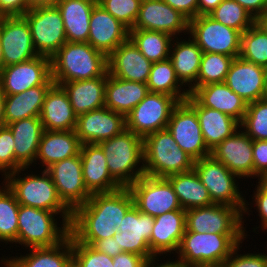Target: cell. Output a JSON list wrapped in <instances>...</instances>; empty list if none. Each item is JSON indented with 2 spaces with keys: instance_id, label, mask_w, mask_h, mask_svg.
<instances>
[{
  "instance_id": "24",
  "label": "cell",
  "mask_w": 267,
  "mask_h": 267,
  "mask_svg": "<svg viewBox=\"0 0 267 267\" xmlns=\"http://www.w3.org/2000/svg\"><path fill=\"white\" fill-rule=\"evenodd\" d=\"M108 74L127 81L147 83L152 62L128 38L108 57Z\"/></svg>"
},
{
  "instance_id": "22",
  "label": "cell",
  "mask_w": 267,
  "mask_h": 267,
  "mask_svg": "<svg viewBox=\"0 0 267 267\" xmlns=\"http://www.w3.org/2000/svg\"><path fill=\"white\" fill-rule=\"evenodd\" d=\"M210 155L238 178L254 176L253 140L245 132H234L212 149Z\"/></svg>"
},
{
  "instance_id": "46",
  "label": "cell",
  "mask_w": 267,
  "mask_h": 267,
  "mask_svg": "<svg viewBox=\"0 0 267 267\" xmlns=\"http://www.w3.org/2000/svg\"><path fill=\"white\" fill-rule=\"evenodd\" d=\"M240 126L252 140L267 141V98L247 104Z\"/></svg>"
},
{
  "instance_id": "7",
  "label": "cell",
  "mask_w": 267,
  "mask_h": 267,
  "mask_svg": "<svg viewBox=\"0 0 267 267\" xmlns=\"http://www.w3.org/2000/svg\"><path fill=\"white\" fill-rule=\"evenodd\" d=\"M23 17L38 55L51 58L66 42L64 22L56 5L30 8Z\"/></svg>"
},
{
  "instance_id": "13",
  "label": "cell",
  "mask_w": 267,
  "mask_h": 267,
  "mask_svg": "<svg viewBox=\"0 0 267 267\" xmlns=\"http://www.w3.org/2000/svg\"><path fill=\"white\" fill-rule=\"evenodd\" d=\"M166 129L174 140L194 161L210 155L196 111L186 102H179L173 109Z\"/></svg>"
},
{
  "instance_id": "35",
  "label": "cell",
  "mask_w": 267,
  "mask_h": 267,
  "mask_svg": "<svg viewBox=\"0 0 267 267\" xmlns=\"http://www.w3.org/2000/svg\"><path fill=\"white\" fill-rule=\"evenodd\" d=\"M51 86H35L19 94L5 95V125L30 117H40L45 95Z\"/></svg>"
},
{
  "instance_id": "49",
  "label": "cell",
  "mask_w": 267,
  "mask_h": 267,
  "mask_svg": "<svg viewBox=\"0 0 267 267\" xmlns=\"http://www.w3.org/2000/svg\"><path fill=\"white\" fill-rule=\"evenodd\" d=\"M12 131L8 126L0 127V170L8 173L15 172L23 167L15 160V145ZM7 170H10L6 173Z\"/></svg>"
},
{
  "instance_id": "17",
  "label": "cell",
  "mask_w": 267,
  "mask_h": 267,
  "mask_svg": "<svg viewBox=\"0 0 267 267\" xmlns=\"http://www.w3.org/2000/svg\"><path fill=\"white\" fill-rule=\"evenodd\" d=\"M0 43L4 67L39 56L32 43L30 27L23 16L0 18Z\"/></svg>"
},
{
  "instance_id": "41",
  "label": "cell",
  "mask_w": 267,
  "mask_h": 267,
  "mask_svg": "<svg viewBox=\"0 0 267 267\" xmlns=\"http://www.w3.org/2000/svg\"><path fill=\"white\" fill-rule=\"evenodd\" d=\"M117 232L114 220L98 217H72L70 234L80 243L91 245L94 241L111 238Z\"/></svg>"
},
{
  "instance_id": "52",
  "label": "cell",
  "mask_w": 267,
  "mask_h": 267,
  "mask_svg": "<svg viewBox=\"0 0 267 267\" xmlns=\"http://www.w3.org/2000/svg\"><path fill=\"white\" fill-rule=\"evenodd\" d=\"M29 9L26 0H0V18L22 17Z\"/></svg>"
},
{
  "instance_id": "18",
  "label": "cell",
  "mask_w": 267,
  "mask_h": 267,
  "mask_svg": "<svg viewBox=\"0 0 267 267\" xmlns=\"http://www.w3.org/2000/svg\"><path fill=\"white\" fill-rule=\"evenodd\" d=\"M125 129V116L103 107L78 115L75 132L81 144H99Z\"/></svg>"
},
{
  "instance_id": "8",
  "label": "cell",
  "mask_w": 267,
  "mask_h": 267,
  "mask_svg": "<svg viewBox=\"0 0 267 267\" xmlns=\"http://www.w3.org/2000/svg\"><path fill=\"white\" fill-rule=\"evenodd\" d=\"M193 169L207 188L214 204L237 207L243 213L247 211L245 200L241 197V193L235 184V176L238 177V175L232 173L211 155L194 161Z\"/></svg>"
},
{
  "instance_id": "60",
  "label": "cell",
  "mask_w": 267,
  "mask_h": 267,
  "mask_svg": "<svg viewBox=\"0 0 267 267\" xmlns=\"http://www.w3.org/2000/svg\"><path fill=\"white\" fill-rule=\"evenodd\" d=\"M153 261L155 262V259L149 260L146 264V267H155L154 266L155 264H153L154 263ZM156 267H184V266L182 264H180L178 261H176V262L168 261L167 263L159 265V266L157 265Z\"/></svg>"
},
{
  "instance_id": "33",
  "label": "cell",
  "mask_w": 267,
  "mask_h": 267,
  "mask_svg": "<svg viewBox=\"0 0 267 267\" xmlns=\"http://www.w3.org/2000/svg\"><path fill=\"white\" fill-rule=\"evenodd\" d=\"M12 131L15 160L27 168L36 160L39 143L44 132L40 117H30L7 125Z\"/></svg>"
},
{
  "instance_id": "19",
  "label": "cell",
  "mask_w": 267,
  "mask_h": 267,
  "mask_svg": "<svg viewBox=\"0 0 267 267\" xmlns=\"http://www.w3.org/2000/svg\"><path fill=\"white\" fill-rule=\"evenodd\" d=\"M224 83L247 104L267 98L265 67L240 56L231 62Z\"/></svg>"
},
{
  "instance_id": "62",
  "label": "cell",
  "mask_w": 267,
  "mask_h": 267,
  "mask_svg": "<svg viewBox=\"0 0 267 267\" xmlns=\"http://www.w3.org/2000/svg\"><path fill=\"white\" fill-rule=\"evenodd\" d=\"M191 267H227V265L225 261H222L217 263H200Z\"/></svg>"
},
{
  "instance_id": "29",
  "label": "cell",
  "mask_w": 267,
  "mask_h": 267,
  "mask_svg": "<svg viewBox=\"0 0 267 267\" xmlns=\"http://www.w3.org/2000/svg\"><path fill=\"white\" fill-rule=\"evenodd\" d=\"M185 101L196 111L205 144L210 151L240 127V123L231 116L200 106L190 95Z\"/></svg>"
},
{
  "instance_id": "16",
  "label": "cell",
  "mask_w": 267,
  "mask_h": 267,
  "mask_svg": "<svg viewBox=\"0 0 267 267\" xmlns=\"http://www.w3.org/2000/svg\"><path fill=\"white\" fill-rule=\"evenodd\" d=\"M154 217L142 213L133 205L122 219L119 229L113 235L123 252L144 256L148 261L156 259L150 250V236Z\"/></svg>"
},
{
  "instance_id": "30",
  "label": "cell",
  "mask_w": 267,
  "mask_h": 267,
  "mask_svg": "<svg viewBox=\"0 0 267 267\" xmlns=\"http://www.w3.org/2000/svg\"><path fill=\"white\" fill-rule=\"evenodd\" d=\"M106 81L107 73L101 77L65 82L61 85L77 116L105 107Z\"/></svg>"
},
{
  "instance_id": "67",
  "label": "cell",
  "mask_w": 267,
  "mask_h": 267,
  "mask_svg": "<svg viewBox=\"0 0 267 267\" xmlns=\"http://www.w3.org/2000/svg\"><path fill=\"white\" fill-rule=\"evenodd\" d=\"M265 78H266V93H267V67L265 68Z\"/></svg>"
},
{
  "instance_id": "37",
  "label": "cell",
  "mask_w": 267,
  "mask_h": 267,
  "mask_svg": "<svg viewBox=\"0 0 267 267\" xmlns=\"http://www.w3.org/2000/svg\"><path fill=\"white\" fill-rule=\"evenodd\" d=\"M64 246V247H63ZM63 247L64 250L60 251ZM72 258V235L52 247L31 248V253L6 260V267H66Z\"/></svg>"
},
{
  "instance_id": "25",
  "label": "cell",
  "mask_w": 267,
  "mask_h": 267,
  "mask_svg": "<svg viewBox=\"0 0 267 267\" xmlns=\"http://www.w3.org/2000/svg\"><path fill=\"white\" fill-rule=\"evenodd\" d=\"M80 157L84 183L91 195L109 193L122 188L110 175L106 156L99 144H82Z\"/></svg>"
},
{
  "instance_id": "27",
  "label": "cell",
  "mask_w": 267,
  "mask_h": 267,
  "mask_svg": "<svg viewBox=\"0 0 267 267\" xmlns=\"http://www.w3.org/2000/svg\"><path fill=\"white\" fill-rule=\"evenodd\" d=\"M190 96L200 105L221 111L242 122L247 103L223 83H210L197 87Z\"/></svg>"
},
{
  "instance_id": "42",
  "label": "cell",
  "mask_w": 267,
  "mask_h": 267,
  "mask_svg": "<svg viewBox=\"0 0 267 267\" xmlns=\"http://www.w3.org/2000/svg\"><path fill=\"white\" fill-rule=\"evenodd\" d=\"M233 59V57L223 54L203 52L197 81L190 86L189 93L191 94L200 86L225 82Z\"/></svg>"
},
{
  "instance_id": "51",
  "label": "cell",
  "mask_w": 267,
  "mask_h": 267,
  "mask_svg": "<svg viewBox=\"0 0 267 267\" xmlns=\"http://www.w3.org/2000/svg\"><path fill=\"white\" fill-rule=\"evenodd\" d=\"M254 175L267 173V141L253 140Z\"/></svg>"
},
{
  "instance_id": "38",
  "label": "cell",
  "mask_w": 267,
  "mask_h": 267,
  "mask_svg": "<svg viewBox=\"0 0 267 267\" xmlns=\"http://www.w3.org/2000/svg\"><path fill=\"white\" fill-rule=\"evenodd\" d=\"M174 47L169 59L175 69L176 76L182 84L191 82L192 86V82H196L198 78L203 52L193 39L176 42Z\"/></svg>"
},
{
  "instance_id": "40",
  "label": "cell",
  "mask_w": 267,
  "mask_h": 267,
  "mask_svg": "<svg viewBox=\"0 0 267 267\" xmlns=\"http://www.w3.org/2000/svg\"><path fill=\"white\" fill-rule=\"evenodd\" d=\"M129 38L152 63L169 58L172 36L157 31L130 29Z\"/></svg>"
},
{
  "instance_id": "53",
  "label": "cell",
  "mask_w": 267,
  "mask_h": 267,
  "mask_svg": "<svg viewBox=\"0 0 267 267\" xmlns=\"http://www.w3.org/2000/svg\"><path fill=\"white\" fill-rule=\"evenodd\" d=\"M147 262L144 256L128 252L113 257V267H146Z\"/></svg>"
},
{
  "instance_id": "45",
  "label": "cell",
  "mask_w": 267,
  "mask_h": 267,
  "mask_svg": "<svg viewBox=\"0 0 267 267\" xmlns=\"http://www.w3.org/2000/svg\"><path fill=\"white\" fill-rule=\"evenodd\" d=\"M0 189V240L16 242L20 204L7 186Z\"/></svg>"
},
{
  "instance_id": "15",
  "label": "cell",
  "mask_w": 267,
  "mask_h": 267,
  "mask_svg": "<svg viewBox=\"0 0 267 267\" xmlns=\"http://www.w3.org/2000/svg\"><path fill=\"white\" fill-rule=\"evenodd\" d=\"M45 170L50 174L60 199L72 212L91 197L84 183L80 153L53 163Z\"/></svg>"
},
{
  "instance_id": "1",
  "label": "cell",
  "mask_w": 267,
  "mask_h": 267,
  "mask_svg": "<svg viewBox=\"0 0 267 267\" xmlns=\"http://www.w3.org/2000/svg\"><path fill=\"white\" fill-rule=\"evenodd\" d=\"M108 72L107 56L88 42H66L51 57L54 84L93 79Z\"/></svg>"
},
{
  "instance_id": "50",
  "label": "cell",
  "mask_w": 267,
  "mask_h": 267,
  "mask_svg": "<svg viewBox=\"0 0 267 267\" xmlns=\"http://www.w3.org/2000/svg\"><path fill=\"white\" fill-rule=\"evenodd\" d=\"M237 249H239V244L225 260L227 267H265L264 254H246L233 257V254L237 253Z\"/></svg>"
},
{
  "instance_id": "14",
  "label": "cell",
  "mask_w": 267,
  "mask_h": 267,
  "mask_svg": "<svg viewBox=\"0 0 267 267\" xmlns=\"http://www.w3.org/2000/svg\"><path fill=\"white\" fill-rule=\"evenodd\" d=\"M51 58L37 56L29 61L5 66L0 72V88L5 95L19 94L41 85H53Z\"/></svg>"
},
{
  "instance_id": "68",
  "label": "cell",
  "mask_w": 267,
  "mask_h": 267,
  "mask_svg": "<svg viewBox=\"0 0 267 267\" xmlns=\"http://www.w3.org/2000/svg\"><path fill=\"white\" fill-rule=\"evenodd\" d=\"M264 264H265V267H267V255H264Z\"/></svg>"
},
{
  "instance_id": "56",
  "label": "cell",
  "mask_w": 267,
  "mask_h": 267,
  "mask_svg": "<svg viewBox=\"0 0 267 267\" xmlns=\"http://www.w3.org/2000/svg\"><path fill=\"white\" fill-rule=\"evenodd\" d=\"M258 21L267 12V0H234Z\"/></svg>"
},
{
  "instance_id": "64",
  "label": "cell",
  "mask_w": 267,
  "mask_h": 267,
  "mask_svg": "<svg viewBox=\"0 0 267 267\" xmlns=\"http://www.w3.org/2000/svg\"><path fill=\"white\" fill-rule=\"evenodd\" d=\"M267 32V12L257 21Z\"/></svg>"
},
{
  "instance_id": "9",
  "label": "cell",
  "mask_w": 267,
  "mask_h": 267,
  "mask_svg": "<svg viewBox=\"0 0 267 267\" xmlns=\"http://www.w3.org/2000/svg\"><path fill=\"white\" fill-rule=\"evenodd\" d=\"M189 33L202 52L218 53L236 58L240 55L242 33L219 23L209 15L189 20Z\"/></svg>"
},
{
  "instance_id": "48",
  "label": "cell",
  "mask_w": 267,
  "mask_h": 267,
  "mask_svg": "<svg viewBox=\"0 0 267 267\" xmlns=\"http://www.w3.org/2000/svg\"><path fill=\"white\" fill-rule=\"evenodd\" d=\"M72 257L81 267H113V257L96 251L90 245L78 242L73 236Z\"/></svg>"
},
{
  "instance_id": "5",
  "label": "cell",
  "mask_w": 267,
  "mask_h": 267,
  "mask_svg": "<svg viewBox=\"0 0 267 267\" xmlns=\"http://www.w3.org/2000/svg\"><path fill=\"white\" fill-rule=\"evenodd\" d=\"M244 236V234L196 233L185 230L178 247L180 259L176 261L184 267L225 261Z\"/></svg>"
},
{
  "instance_id": "26",
  "label": "cell",
  "mask_w": 267,
  "mask_h": 267,
  "mask_svg": "<svg viewBox=\"0 0 267 267\" xmlns=\"http://www.w3.org/2000/svg\"><path fill=\"white\" fill-rule=\"evenodd\" d=\"M40 120L44 130L47 131L75 130L77 115L74 113L68 94L62 86L53 84L47 91Z\"/></svg>"
},
{
  "instance_id": "61",
  "label": "cell",
  "mask_w": 267,
  "mask_h": 267,
  "mask_svg": "<svg viewBox=\"0 0 267 267\" xmlns=\"http://www.w3.org/2000/svg\"><path fill=\"white\" fill-rule=\"evenodd\" d=\"M4 97L5 94L2 92L0 88V127L5 126L4 121Z\"/></svg>"
},
{
  "instance_id": "12",
  "label": "cell",
  "mask_w": 267,
  "mask_h": 267,
  "mask_svg": "<svg viewBox=\"0 0 267 267\" xmlns=\"http://www.w3.org/2000/svg\"><path fill=\"white\" fill-rule=\"evenodd\" d=\"M237 207L212 204L186 210V231L196 233L245 234Z\"/></svg>"
},
{
  "instance_id": "63",
  "label": "cell",
  "mask_w": 267,
  "mask_h": 267,
  "mask_svg": "<svg viewBox=\"0 0 267 267\" xmlns=\"http://www.w3.org/2000/svg\"><path fill=\"white\" fill-rule=\"evenodd\" d=\"M260 176V181L258 182L259 183V188L267 194V173H264V174H261L259 175Z\"/></svg>"
},
{
  "instance_id": "55",
  "label": "cell",
  "mask_w": 267,
  "mask_h": 267,
  "mask_svg": "<svg viewBox=\"0 0 267 267\" xmlns=\"http://www.w3.org/2000/svg\"><path fill=\"white\" fill-rule=\"evenodd\" d=\"M90 246L96 251L107 254L110 257H115L123 252L121 247L118 246L117 239L113 237L94 241Z\"/></svg>"
},
{
  "instance_id": "57",
  "label": "cell",
  "mask_w": 267,
  "mask_h": 267,
  "mask_svg": "<svg viewBox=\"0 0 267 267\" xmlns=\"http://www.w3.org/2000/svg\"><path fill=\"white\" fill-rule=\"evenodd\" d=\"M255 193V204L258 207L259 215L261 216L262 220V227L264 229L267 228V194L264 193L259 187H257Z\"/></svg>"
},
{
  "instance_id": "66",
  "label": "cell",
  "mask_w": 267,
  "mask_h": 267,
  "mask_svg": "<svg viewBox=\"0 0 267 267\" xmlns=\"http://www.w3.org/2000/svg\"><path fill=\"white\" fill-rule=\"evenodd\" d=\"M4 67V62H3V55H2V48H1V43H0V72Z\"/></svg>"
},
{
  "instance_id": "36",
  "label": "cell",
  "mask_w": 267,
  "mask_h": 267,
  "mask_svg": "<svg viewBox=\"0 0 267 267\" xmlns=\"http://www.w3.org/2000/svg\"><path fill=\"white\" fill-rule=\"evenodd\" d=\"M166 179L171 183L182 209L188 210L214 204L207 188L200 181L194 169L170 175Z\"/></svg>"
},
{
  "instance_id": "32",
  "label": "cell",
  "mask_w": 267,
  "mask_h": 267,
  "mask_svg": "<svg viewBox=\"0 0 267 267\" xmlns=\"http://www.w3.org/2000/svg\"><path fill=\"white\" fill-rule=\"evenodd\" d=\"M97 0H59V9L68 42H88L90 17Z\"/></svg>"
},
{
  "instance_id": "43",
  "label": "cell",
  "mask_w": 267,
  "mask_h": 267,
  "mask_svg": "<svg viewBox=\"0 0 267 267\" xmlns=\"http://www.w3.org/2000/svg\"><path fill=\"white\" fill-rule=\"evenodd\" d=\"M242 59L267 67V32L256 22L241 35Z\"/></svg>"
},
{
  "instance_id": "20",
  "label": "cell",
  "mask_w": 267,
  "mask_h": 267,
  "mask_svg": "<svg viewBox=\"0 0 267 267\" xmlns=\"http://www.w3.org/2000/svg\"><path fill=\"white\" fill-rule=\"evenodd\" d=\"M132 29L164 32L173 36L189 30V19L163 0H143Z\"/></svg>"
},
{
  "instance_id": "31",
  "label": "cell",
  "mask_w": 267,
  "mask_h": 267,
  "mask_svg": "<svg viewBox=\"0 0 267 267\" xmlns=\"http://www.w3.org/2000/svg\"><path fill=\"white\" fill-rule=\"evenodd\" d=\"M149 93L147 83L127 81L113 77L107 72L105 107L125 117Z\"/></svg>"
},
{
  "instance_id": "28",
  "label": "cell",
  "mask_w": 267,
  "mask_h": 267,
  "mask_svg": "<svg viewBox=\"0 0 267 267\" xmlns=\"http://www.w3.org/2000/svg\"><path fill=\"white\" fill-rule=\"evenodd\" d=\"M186 210L169 211L154 218L150 250L156 254L178 250L186 230Z\"/></svg>"
},
{
  "instance_id": "65",
  "label": "cell",
  "mask_w": 267,
  "mask_h": 267,
  "mask_svg": "<svg viewBox=\"0 0 267 267\" xmlns=\"http://www.w3.org/2000/svg\"><path fill=\"white\" fill-rule=\"evenodd\" d=\"M66 267H81V265L72 257L66 264Z\"/></svg>"
},
{
  "instance_id": "4",
  "label": "cell",
  "mask_w": 267,
  "mask_h": 267,
  "mask_svg": "<svg viewBox=\"0 0 267 267\" xmlns=\"http://www.w3.org/2000/svg\"><path fill=\"white\" fill-rule=\"evenodd\" d=\"M22 168L6 175L5 186L14 194L20 205L61 213L64 223H71L72 211L60 199L50 174L44 169L42 176L29 175L17 178ZM16 178V179H15Z\"/></svg>"
},
{
  "instance_id": "34",
  "label": "cell",
  "mask_w": 267,
  "mask_h": 267,
  "mask_svg": "<svg viewBox=\"0 0 267 267\" xmlns=\"http://www.w3.org/2000/svg\"><path fill=\"white\" fill-rule=\"evenodd\" d=\"M81 145L75 130H44L36 158H40L47 169L53 163L77 156L80 153Z\"/></svg>"
},
{
  "instance_id": "58",
  "label": "cell",
  "mask_w": 267,
  "mask_h": 267,
  "mask_svg": "<svg viewBox=\"0 0 267 267\" xmlns=\"http://www.w3.org/2000/svg\"><path fill=\"white\" fill-rule=\"evenodd\" d=\"M223 0H198V15L210 14Z\"/></svg>"
},
{
  "instance_id": "6",
  "label": "cell",
  "mask_w": 267,
  "mask_h": 267,
  "mask_svg": "<svg viewBox=\"0 0 267 267\" xmlns=\"http://www.w3.org/2000/svg\"><path fill=\"white\" fill-rule=\"evenodd\" d=\"M55 214L53 211L20 205L16 242L31 249L52 247L64 241L70 235V223H63L62 229H59L53 217Z\"/></svg>"
},
{
  "instance_id": "3",
  "label": "cell",
  "mask_w": 267,
  "mask_h": 267,
  "mask_svg": "<svg viewBox=\"0 0 267 267\" xmlns=\"http://www.w3.org/2000/svg\"><path fill=\"white\" fill-rule=\"evenodd\" d=\"M99 145L106 156L110 175L122 187H129L145 174L144 165L134 172L136 165L144 160L142 137L125 129Z\"/></svg>"
},
{
  "instance_id": "47",
  "label": "cell",
  "mask_w": 267,
  "mask_h": 267,
  "mask_svg": "<svg viewBox=\"0 0 267 267\" xmlns=\"http://www.w3.org/2000/svg\"><path fill=\"white\" fill-rule=\"evenodd\" d=\"M107 12L125 25L129 30L138 18L142 0H97Z\"/></svg>"
},
{
  "instance_id": "10",
  "label": "cell",
  "mask_w": 267,
  "mask_h": 267,
  "mask_svg": "<svg viewBox=\"0 0 267 267\" xmlns=\"http://www.w3.org/2000/svg\"><path fill=\"white\" fill-rule=\"evenodd\" d=\"M178 103L170 95L149 92L125 117L126 129L142 138L153 132L164 130Z\"/></svg>"
},
{
  "instance_id": "59",
  "label": "cell",
  "mask_w": 267,
  "mask_h": 267,
  "mask_svg": "<svg viewBox=\"0 0 267 267\" xmlns=\"http://www.w3.org/2000/svg\"><path fill=\"white\" fill-rule=\"evenodd\" d=\"M59 0H26L27 5L32 8L36 6L55 5Z\"/></svg>"
},
{
  "instance_id": "54",
  "label": "cell",
  "mask_w": 267,
  "mask_h": 267,
  "mask_svg": "<svg viewBox=\"0 0 267 267\" xmlns=\"http://www.w3.org/2000/svg\"><path fill=\"white\" fill-rule=\"evenodd\" d=\"M189 20L198 16V0H163Z\"/></svg>"
},
{
  "instance_id": "2",
  "label": "cell",
  "mask_w": 267,
  "mask_h": 267,
  "mask_svg": "<svg viewBox=\"0 0 267 267\" xmlns=\"http://www.w3.org/2000/svg\"><path fill=\"white\" fill-rule=\"evenodd\" d=\"M145 175L166 178L193 169L194 160L180 149L167 129L153 132L143 138Z\"/></svg>"
},
{
  "instance_id": "11",
  "label": "cell",
  "mask_w": 267,
  "mask_h": 267,
  "mask_svg": "<svg viewBox=\"0 0 267 267\" xmlns=\"http://www.w3.org/2000/svg\"><path fill=\"white\" fill-rule=\"evenodd\" d=\"M128 188L138 210L154 218L169 211L184 210L166 178L144 174Z\"/></svg>"
},
{
  "instance_id": "23",
  "label": "cell",
  "mask_w": 267,
  "mask_h": 267,
  "mask_svg": "<svg viewBox=\"0 0 267 267\" xmlns=\"http://www.w3.org/2000/svg\"><path fill=\"white\" fill-rule=\"evenodd\" d=\"M128 38L129 29L97 3L90 17L88 43L108 57Z\"/></svg>"
},
{
  "instance_id": "44",
  "label": "cell",
  "mask_w": 267,
  "mask_h": 267,
  "mask_svg": "<svg viewBox=\"0 0 267 267\" xmlns=\"http://www.w3.org/2000/svg\"><path fill=\"white\" fill-rule=\"evenodd\" d=\"M208 15L242 34L257 22L245 8L234 0H223Z\"/></svg>"
},
{
  "instance_id": "39",
  "label": "cell",
  "mask_w": 267,
  "mask_h": 267,
  "mask_svg": "<svg viewBox=\"0 0 267 267\" xmlns=\"http://www.w3.org/2000/svg\"><path fill=\"white\" fill-rule=\"evenodd\" d=\"M179 82V83H178ZM182 83L177 78L171 60L152 63L150 75L147 81L149 92L163 93L174 97L178 102L185 101L190 95L186 90L180 93Z\"/></svg>"
},
{
  "instance_id": "21",
  "label": "cell",
  "mask_w": 267,
  "mask_h": 267,
  "mask_svg": "<svg viewBox=\"0 0 267 267\" xmlns=\"http://www.w3.org/2000/svg\"><path fill=\"white\" fill-rule=\"evenodd\" d=\"M134 205L132 193L128 187H122L109 193H95L83 205L72 212V217H98L114 220L116 229L127 211Z\"/></svg>"
}]
</instances>
